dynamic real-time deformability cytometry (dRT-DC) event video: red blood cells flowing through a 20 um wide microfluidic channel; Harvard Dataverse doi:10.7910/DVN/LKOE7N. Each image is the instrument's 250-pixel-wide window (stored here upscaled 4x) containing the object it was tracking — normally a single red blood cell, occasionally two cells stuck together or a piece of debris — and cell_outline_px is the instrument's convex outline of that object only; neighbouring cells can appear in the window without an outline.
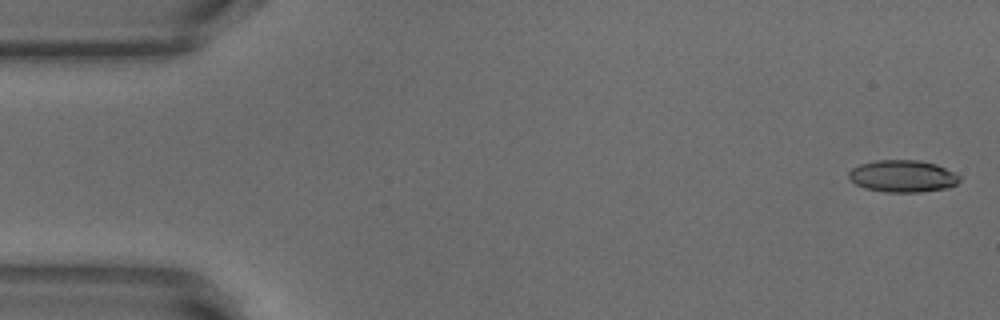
{"species": "common noctule bat (a hibernating species)", "species_latin": "Nyctalus noctula", "temperature_condition": "warm", "stored_images_in_passage": 15, "camera_frame_rate_fps": 3000, "um_per_image_px": 0.085, "animal": {"sex": "male", "body_mass_g": 18.8}, "frame": {"image": 1, "passage_image": 2, "time_ms": 0.333, "image_size_px": [1000, 320], "cell_outline_px": [[960, 180], [956, 184], [948, 188], [920, 192], [884, 192], [864, 188], [856, 184], [848, 176], [848, 172], [852, 168], [860, 164], [876, 160], [920, 160], [936, 164], [960, 176]], "centroid_in_image_um": [76.72, 14.97], "position_along_channel_um": 8.3, "area_um2": 20.69}}
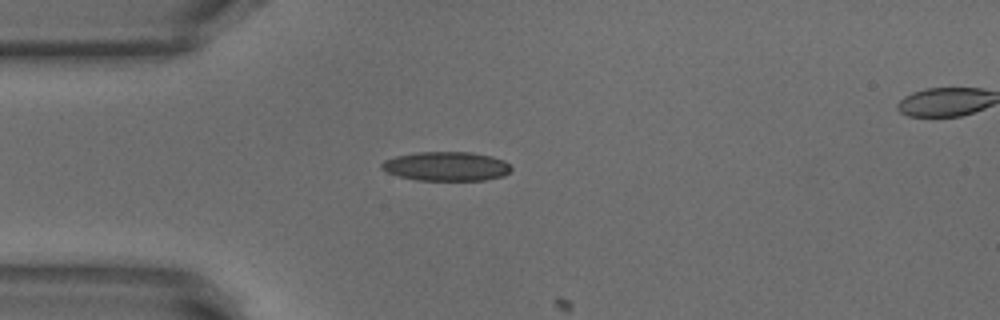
{"frame": {"image": 2, "passage_image": 14, "time_ms": 4.333, "image_size_px": [1000, 320], "cell_outline_px": [[512, 168], [504, 176], [484, 180], [416, 180], [400, 176], [388, 172], [380, 168], [380, 164], [384, 160], [396, 156], [416, 152], [472, 152], [492, 156], [504, 160]], "centroid_in_image_um": [37.94, 14.13], "position_along_channel_um": 47.1, "area_um2": 22.02}}